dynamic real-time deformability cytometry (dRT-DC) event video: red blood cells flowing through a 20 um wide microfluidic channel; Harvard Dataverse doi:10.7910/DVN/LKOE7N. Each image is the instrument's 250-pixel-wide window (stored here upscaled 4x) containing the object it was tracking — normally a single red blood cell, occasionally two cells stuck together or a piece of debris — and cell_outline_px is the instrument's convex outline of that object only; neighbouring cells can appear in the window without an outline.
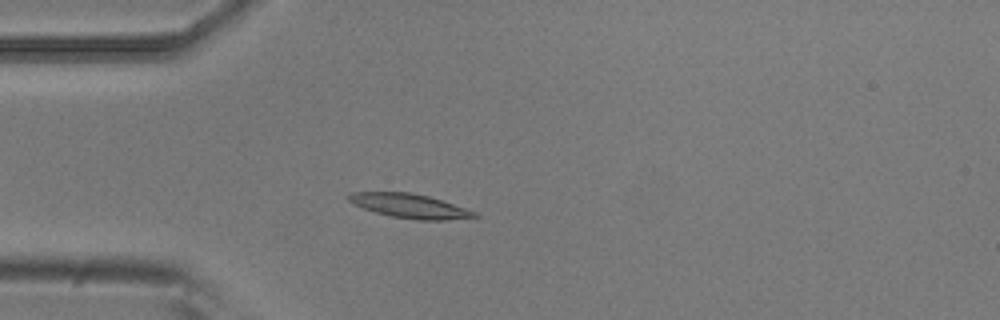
{"species": "common noctule bat (a hibernating species)", "species_latin": "Nyctalus noctula", "temperature_condition": "room temperature", "stored_images_in_passage": 3, "camera_frame_rate_fps": 3000, "um_per_image_px": 0.085, "animal": {"sex": "male", "body_mass_g": 20.5, "forearm_length_mm": 52.5}, "frame": {"image": 1, "passage_image": 3, "time_ms": 0.667, "image_size_px": [1000, 320], "cell_outline_px": [[480, 216], [448, 220], [416, 220], [392, 216], [376, 212], [352, 204], [348, 200], [348, 196], [352, 192], [408, 192], [428, 196], [476, 212]], "centroid_in_image_um": [34.81, 17.51], "position_along_channel_um": 50.2, "area_um2": 17.46}}